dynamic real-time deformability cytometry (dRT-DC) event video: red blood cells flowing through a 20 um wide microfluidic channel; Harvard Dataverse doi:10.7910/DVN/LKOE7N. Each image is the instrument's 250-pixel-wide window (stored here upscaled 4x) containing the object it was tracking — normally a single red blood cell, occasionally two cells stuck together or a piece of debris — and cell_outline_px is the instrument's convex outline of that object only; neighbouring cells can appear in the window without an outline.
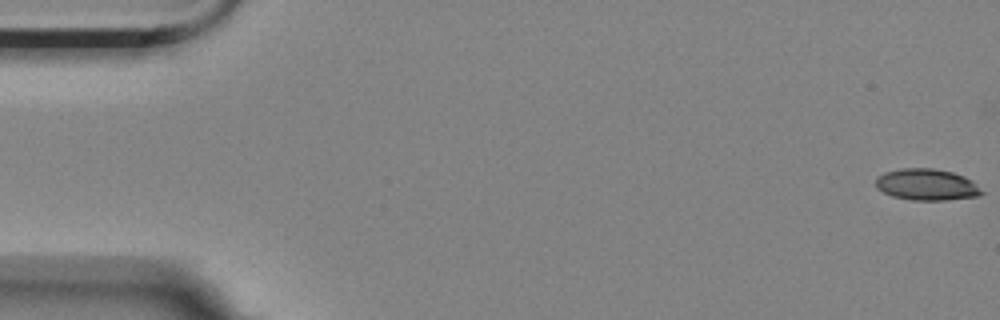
{"species": "Egyptian fruit bat (a non-hibernating species)", "species_latin": "Rousettus aegyptiacus", "temperature_condition": "room temperature", "stored_images_in_passage": 57, "camera_frame_rate_fps": 3000, "um_per_image_px": 0.085, "animal": {"sex": "female"}, "frame": {"image": 1, "passage_image": 1, "time_ms": 0.0, "image_size_px": [1000, 320], "cell_outline_px": [[984, 192], [976, 196], [944, 200], [912, 200], [892, 196], [876, 188], [876, 180], [884, 172], [900, 168], [932, 168], [952, 172], [964, 176], [972, 180]], "centroid_in_image_um": [78.76, 15.68], "position_along_channel_um": 6.2, "area_um2": 19.31}}
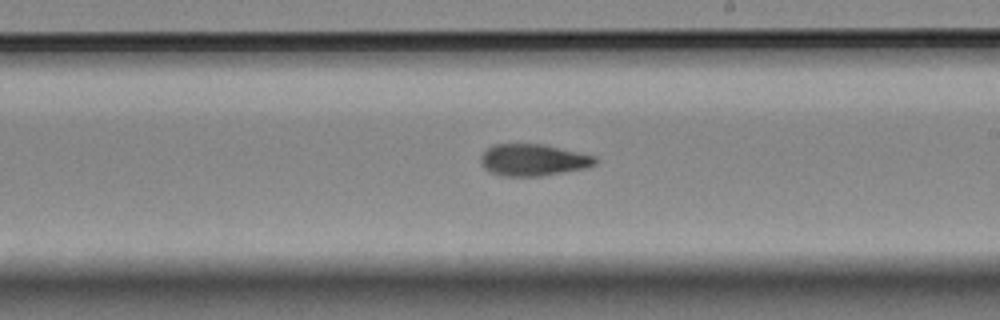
{"frame": {"image": 2, "passage_image": 33, "time_ms": 10.667, "image_size_px": [1000, 320], "cell_outline_px": [[596, 164], [584, 168], [540, 176], [500, 176], [488, 172], [480, 164], [480, 156], [492, 144], [544, 144], [596, 156]], "centroid_in_image_um": [45.27, 13.6], "position_along_channel_um": 243.7, "area_um2": 21.27}}
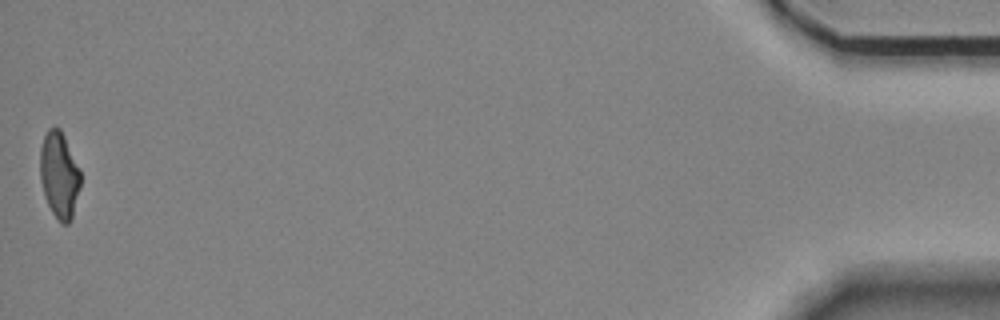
{"frame": {"image": 3, "passage_image": 57, "time_ms": 18.667, "image_size_px": [1000, 320], "cell_outline_px": [[80, 188], [72, 220], [68, 224], [60, 224], [52, 212], [44, 196], [40, 180], [40, 148], [44, 136], [48, 128], [60, 128], [80, 168]], "centroid_in_image_um": [5.04, 14.91], "position_along_channel_um": 430.2, "area_um2": 20.58}, "authors_computed_cell_mechanics": {"area_um2": 21.097, "velocity_mm_per_s": 3.517, "shape_relaxation_time_tau1_ms": 9.8498, "shape_relaxation_time_tau2_ms": 4.1884, "deformation_change_tau1": 0.2059, "deformation_change_tau2": 0.1196}}